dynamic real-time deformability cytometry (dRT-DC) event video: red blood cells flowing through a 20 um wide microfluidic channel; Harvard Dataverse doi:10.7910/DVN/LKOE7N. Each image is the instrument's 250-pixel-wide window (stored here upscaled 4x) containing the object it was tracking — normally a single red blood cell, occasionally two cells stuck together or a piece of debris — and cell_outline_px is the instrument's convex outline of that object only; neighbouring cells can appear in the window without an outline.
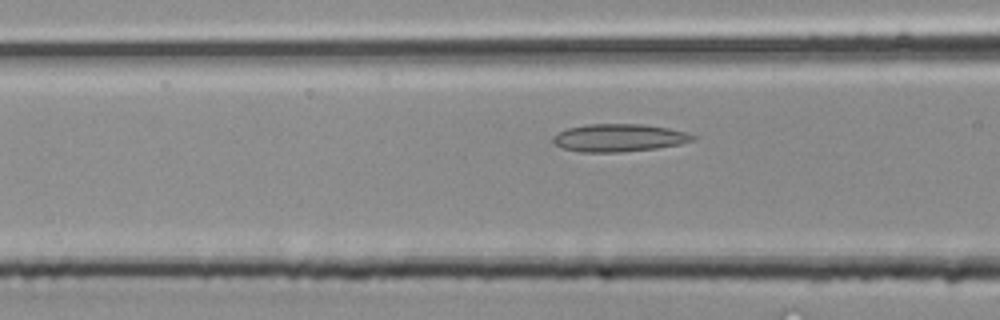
{"species": "common noctule bat (a hibernating species)", "species_latin": "Nyctalus noctula", "temperature_condition": "room temperature", "stored_images_in_passage": 5, "segment_of_instrument_passage": [1, 2], "camera_frame_rate_fps": 3000, "um_per_image_px": 0.085, "animal": {"sex": "male", "body_mass_g": 20.4}, "frame": {"image": 1, "passage_image": 3, "time_ms": 0.667, "image_size_px": [1000, 320], "cell_outline_px": [[696, 140], [680, 144], [656, 148], [620, 152], [580, 152], [564, 148], [556, 144], [552, 140], [552, 136], [556, 132], [568, 128], [588, 124], [644, 124], [668, 128], [684, 132], [696, 136]], "centroid_in_image_um": [52.6, 11.71], "position_along_channel_um": 114.0, "area_um2": 22.54}}